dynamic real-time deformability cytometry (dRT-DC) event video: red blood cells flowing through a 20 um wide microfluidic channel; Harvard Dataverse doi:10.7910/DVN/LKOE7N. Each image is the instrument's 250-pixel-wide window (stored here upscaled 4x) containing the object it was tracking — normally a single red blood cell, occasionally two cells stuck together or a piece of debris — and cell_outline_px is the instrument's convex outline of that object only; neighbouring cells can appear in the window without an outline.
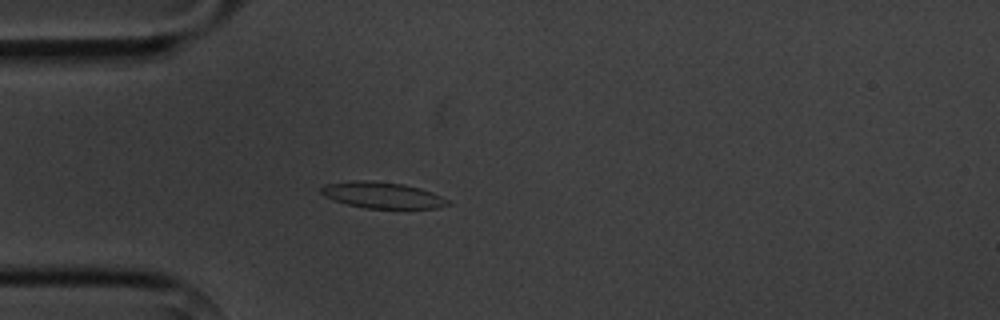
{"species": "common noctule bat (a hibernating species)", "species_latin": "Nyctalus noctula", "temperature_condition": "cold", "stored_images_in_passage": 5, "camera_frame_rate_fps": 3000, "um_per_image_px": 0.085, "animal": {"sex": "male", "body_mass_g": 20.1, "forearm_length_mm": 53.5}, "frame": {"image": 1, "passage_image": 5, "time_ms": 4.667, "image_size_px": [1000, 320], "cell_outline_px": [[452, 204], [436, 208], [364, 208], [348, 204], [324, 196], [320, 192], [320, 188], [324, 184], [356, 180], [364, 180], [404, 184], [420, 188], [432, 192], [448, 200]], "centroid_in_image_um": [32.49, 16.58], "position_along_channel_um": 52.5, "area_um2": 19.19}}